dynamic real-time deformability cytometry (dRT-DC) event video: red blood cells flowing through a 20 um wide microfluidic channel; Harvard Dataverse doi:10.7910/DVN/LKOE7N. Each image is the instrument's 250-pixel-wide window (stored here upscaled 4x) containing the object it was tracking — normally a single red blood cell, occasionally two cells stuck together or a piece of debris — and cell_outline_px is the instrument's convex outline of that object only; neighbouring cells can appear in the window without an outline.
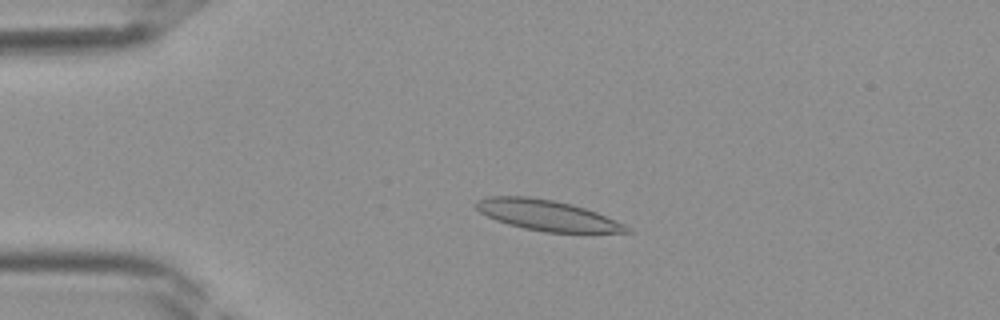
{"species": "Egyptian fruit bat (a non-hibernating species)", "species_latin": "Rousettus aegyptiacus", "temperature_condition": "room temperature", "stored_images_in_passage": 40, "camera_frame_rate_fps": 3000, "um_per_image_px": 0.085, "frame": {"image": 1, "passage_image": 9, "time_ms": 2.667, "image_size_px": [1000, 320], "cell_outline_px": [[632, 232], [544, 232], [524, 228], [508, 224], [496, 220], [480, 212], [476, 208], [476, 200], [488, 196], [528, 196], [552, 200], [572, 204], [596, 212], [624, 224], [632, 228]], "centroid_in_image_um": [46.48, 18.29], "position_along_channel_um": 38.5, "area_um2": 26.59}}
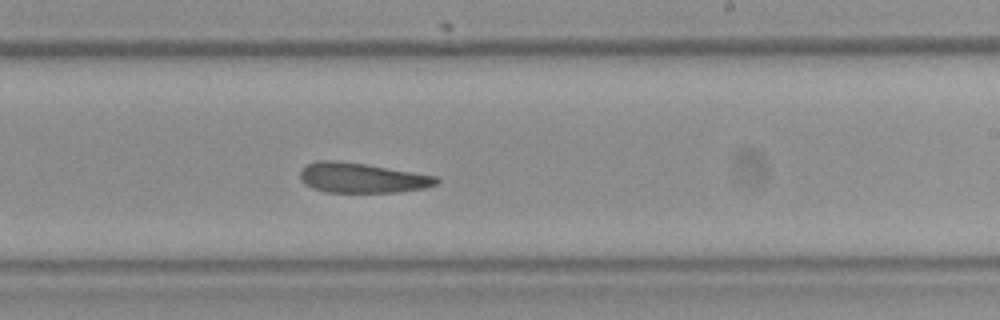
{"frame": {"image": 2, "passage_image": 24, "time_ms": 7.667, "image_size_px": [1000, 320], "cell_outline_px": [[440, 180], [436, 184], [424, 188], [400, 192], [324, 192], [312, 188], [304, 184], [300, 180], [300, 168], [316, 160], [336, 160], [368, 164], [440, 176]], "centroid_in_image_um": [30.77, 15.11], "position_along_channel_um": 258.2, "area_um2": 24.28}}
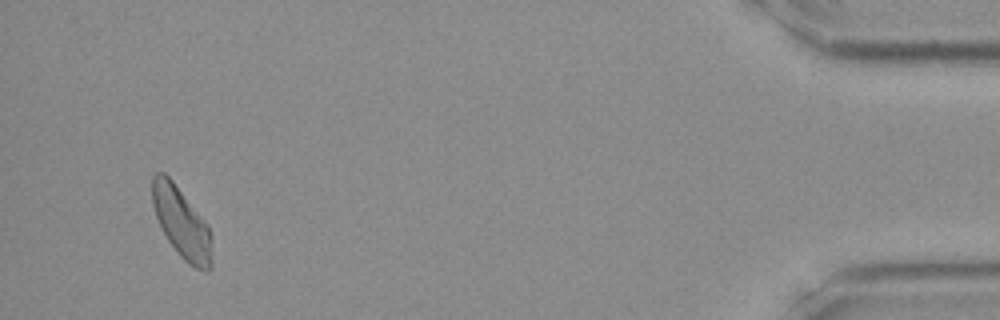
{"frame": {"image": 3, "passage_image": 38, "time_ms": 12.333, "image_size_px": [1000, 320], "cell_outline_px": [[212, 268], [208, 272], [196, 268], [188, 264], [180, 256], [168, 240], [156, 216], [152, 204], [152, 176], [156, 172], [164, 172], [172, 180], [204, 220], [208, 228], [212, 240]], "centroid_in_image_um": [15.44, 18.96], "position_along_channel_um": 419.8, "area_um2": 24.33}}